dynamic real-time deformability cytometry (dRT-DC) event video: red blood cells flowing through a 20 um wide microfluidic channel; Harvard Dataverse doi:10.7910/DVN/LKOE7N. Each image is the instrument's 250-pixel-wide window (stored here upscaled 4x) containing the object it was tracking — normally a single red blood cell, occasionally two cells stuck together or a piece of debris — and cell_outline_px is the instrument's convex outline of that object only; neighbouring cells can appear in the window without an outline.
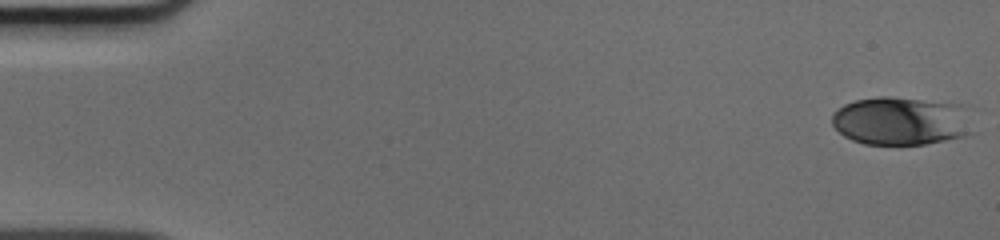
{"species": "human", "species_latin": "Homo sapiens", "temperature_condition": "cold", "stored_images_in_passage": 50, "camera_frame_rate_fps": 3000, "um_per_image_px": 0.085, "donor": {"sex": "male"}, "frame": {"image": 1, "passage_image": 1, "time_ms": 0.0, "image_size_px": [1000, 240], "cell_outline_px": [[976, 132], [968, 136], [924, 144], [864, 144], [852, 140], [844, 136], [832, 124], [832, 112], [836, 108], [844, 104], [856, 100], [880, 96], [888, 96], [960, 104]], "centroid_in_image_um": [76.59, 10.29], "position_along_channel_um": 8.4, "area_um2": 39.88}}
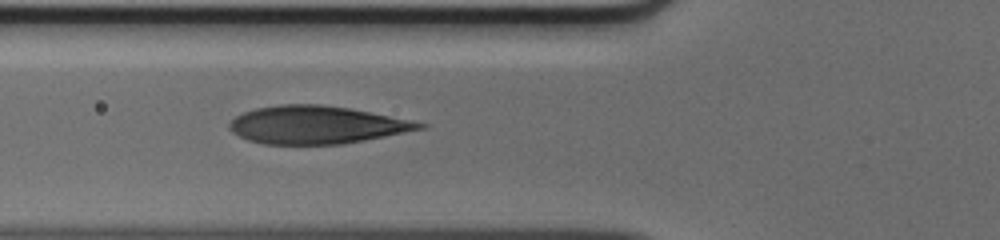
{"frame": {"image": 2, "passage_image": 19, "time_ms": 6.0, "image_size_px": [1000, 240], "cell_outline_px": [[428, 124], [424, 128], [344, 144], [264, 144], [248, 140], [232, 132], [228, 128], [228, 124], [236, 116], [244, 112], [256, 108], [280, 104], [320, 104], [348, 108], [412, 120]], "centroid_in_image_um": [26.87, 10.61], "position_along_channel_um": 98.9, "area_um2": 41.62}}
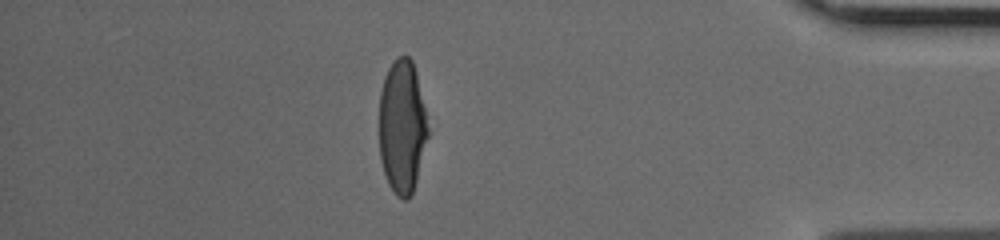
{"frame": {"image": 3, "passage_image": 44, "time_ms": 14.333, "image_size_px": [1000, 240], "cell_outline_px": [[428, 136], [416, 180], [412, 192], [408, 200], [404, 200], [396, 196], [388, 184], [380, 160], [380, 92], [384, 76], [388, 68], [400, 56], [408, 56], [412, 60], [416, 72], [424, 108], [428, 128]], "centroid_in_image_um": [34.17, 10.79], "position_along_channel_um": 401.0, "area_um2": 37.57}}